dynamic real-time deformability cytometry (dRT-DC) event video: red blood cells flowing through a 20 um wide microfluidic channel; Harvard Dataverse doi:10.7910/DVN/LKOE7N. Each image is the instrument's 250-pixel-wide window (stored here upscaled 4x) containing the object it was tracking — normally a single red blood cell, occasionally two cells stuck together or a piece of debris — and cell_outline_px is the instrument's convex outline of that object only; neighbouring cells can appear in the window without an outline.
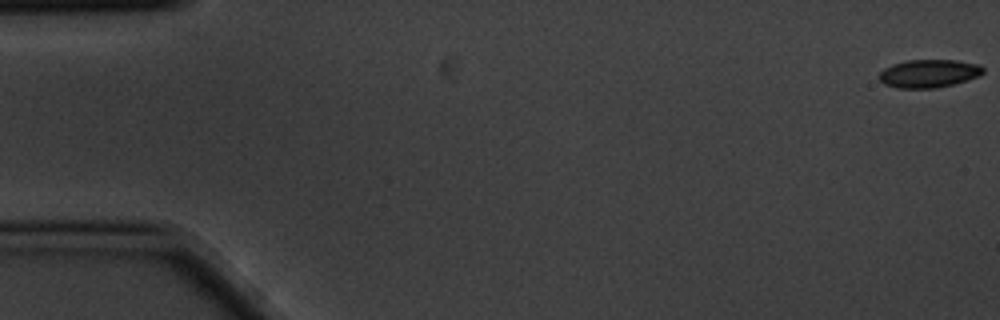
{"species": "common noctule bat (a hibernating species)", "species_latin": "Nyctalus noctula", "temperature_condition": "cold", "stored_images_in_passage": 7, "camera_frame_rate_fps": 3000, "um_per_image_px": 0.085, "animal": {"sex": "male", "body_mass_g": 20.1, "forearm_length_mm": 53.5}, "frame": {"image": 1, "passage_image": 1, "time_ms": 0.0, "image_size_px": [1000, 320], "cell_outline_px": [[984, 72], [980, 76], [952, 84], [936, 88], [896, 88], [884, 84], [876, 76], [884, 68], [892, 64], [908, 60], [956, 60], [980, 64], [984, 68]], "centroid_in_image_um": [78.94, 6.24], "position_along_channel_um": 6.1, "area_um2": 17.17}}